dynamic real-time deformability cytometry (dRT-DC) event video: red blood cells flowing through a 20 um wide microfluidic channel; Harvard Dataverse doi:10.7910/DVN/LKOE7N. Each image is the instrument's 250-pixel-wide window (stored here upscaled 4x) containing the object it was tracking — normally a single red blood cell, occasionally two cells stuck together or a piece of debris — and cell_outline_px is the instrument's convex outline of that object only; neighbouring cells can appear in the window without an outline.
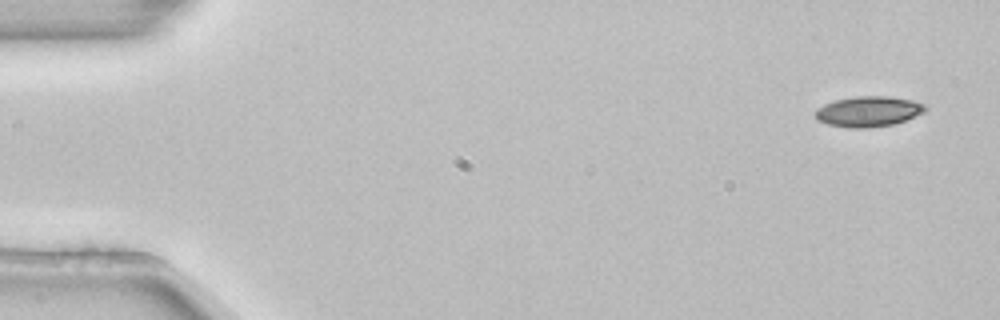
{"species": "common noctule bat (a hibernating species)", "species_latin": "Nyctalus noctula", "temperature_condition": "room temperature", "stored_images_in_passage": 4, "camera_frame_rate_fps": 3000, "um_per_image_px": 0.085, "animal": {"sex": "female", "body_mass_g": 22.7, "forearm_length_mm": 54.2}, "frame": {"image": 1, "passage_image": 1, "time_ms": 0.0, "image_size_px": [1000, 320], "cell_outline_px": [[928, 108], [924, 112], [904, 120], [892, 124], [868, 128], [848, 128], [828, 124], [816, 120], [816, 108], [832, 100], [856, 96], [888, 96], [912, 100], [924, 104]], "centroid_in_image_um": [73.78, 9.47], "position_along_channel_um": 11.2, "area_um2": 19.54}}
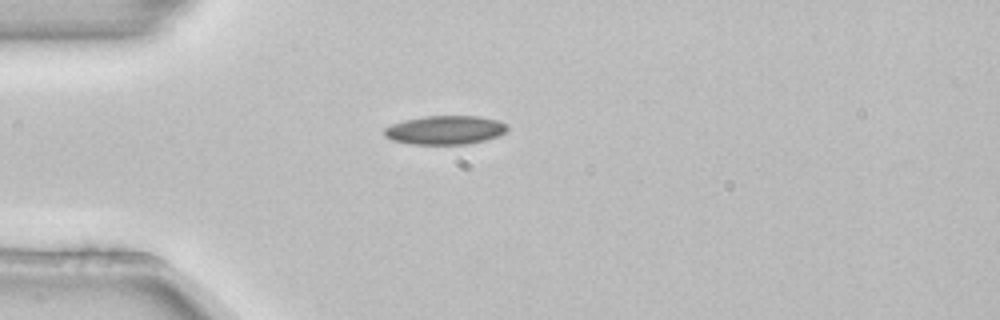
{"frame": {"image": 2, "passage_image": 4, "time_ms": 1.0, "image_size_px": [1000, 320], "cell_outline_px": [[508, 128], [500, 136], [468, 144], [408, 144], [392, 140], [384, 136], [384, 128], [392, 124], [404, 120], [424, 116], [480, 116], [496, 120], [508, 124]], "centroid_in_image_um": [37.83, 11.05], "position_along_channel_um": 47.2, "area_um2": 20.75}}